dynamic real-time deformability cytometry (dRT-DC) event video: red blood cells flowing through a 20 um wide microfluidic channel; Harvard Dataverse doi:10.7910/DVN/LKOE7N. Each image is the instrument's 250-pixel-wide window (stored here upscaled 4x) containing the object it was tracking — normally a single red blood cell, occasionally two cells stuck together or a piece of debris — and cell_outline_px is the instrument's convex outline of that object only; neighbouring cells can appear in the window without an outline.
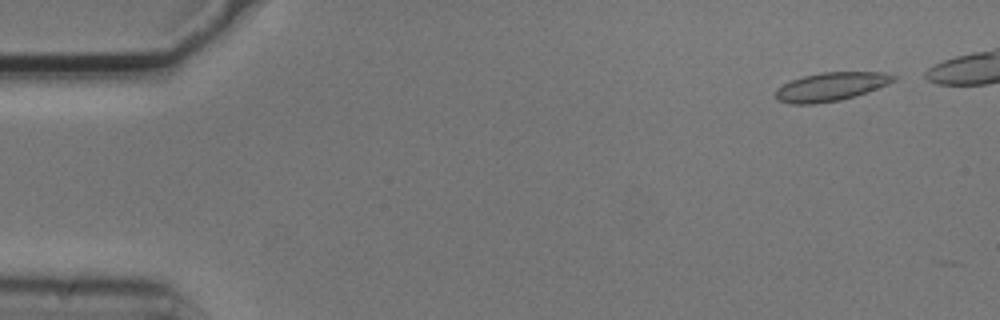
{"species": "common noctule bat (a hibernating species)", "species_latin": "Nyctalus noctula", "temperature_condition": "cold", "stored_images_in_passage": 5, "camera_frame_rate_fps": 3000, "um_per_image_px": 0.085, "animal": {"sex": "male", "body_mass_g": 20.5, "forearm_length_mm": 52.5}, "frame": {"image": 1, "passage_image": 2, "time_ms": 0.333, "image_size_px": [1000, 320], "cell_outline_px": [[896, 80], [888, 84], [868, 92], [856, 96], [840, 100], [812, 104], [792, 104], [776, 100], [776, 88], [792, 80], [804, 76], [820, 72], [884, 72], [896, 76]], "centroid_in_image_um": [70.64, 7.37], "position_along_channel_um": 14.4, "area_um2": 19.65}}